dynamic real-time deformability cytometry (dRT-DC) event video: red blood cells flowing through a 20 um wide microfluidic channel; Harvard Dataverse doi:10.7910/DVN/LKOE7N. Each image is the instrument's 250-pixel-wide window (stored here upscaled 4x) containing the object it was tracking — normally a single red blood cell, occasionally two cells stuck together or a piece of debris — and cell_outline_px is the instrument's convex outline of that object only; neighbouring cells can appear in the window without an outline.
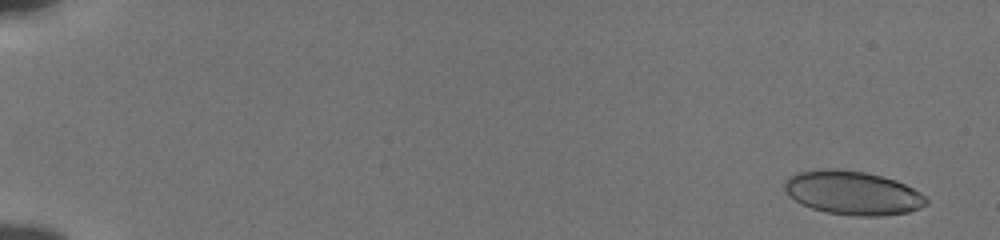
{"species": "human", "species_latin": "Homo sapiens", "temperature_condition": "cold", "stored_images_in_passage": 55, "camera_frame_rate_fps": 3000, "um_per_image_px": 0.085, "donor": {"sex": "male"}, "frame": {"image": 1, "passage_image": 3, "time_ms": 0.667, "image_size_px": [1000, 240], "cell_outline_px": [[928, 204], [920, 208], [908, 212], [880, 216], [852, 216], [824, 212], [812, 208], [788, 196], [784, 188], [784, 180], [788, 176], [800, 172], [824, 168], [836, 168], [864, 172], [896, 180], [920, 192], [928, 200]], "centroid_in_image_um": [72.47, 16.4], "position_along_channel_um": 12.5, "area_um2": 36.24}}
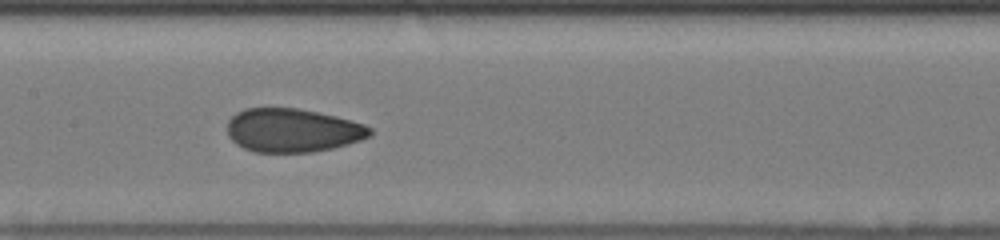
{"frame": {"image": 2, "passage_image": 30, "time_ms": 9.667, "image_size_px": [1000, 240], "cell_outline_px": [[372, 136], [348, 144], [332, 148], [312, 152], [256, 152], [244, 148], [236, 144], [228, 136], [228, 120], [236, 112], [244, 108], [300, 108], [336, 116], [364, 124], [372, 128]], "centroid_in_image_um": [24.87, 11.07], "position_along_channel_um": 182.5, "area_um2": 36.41}}
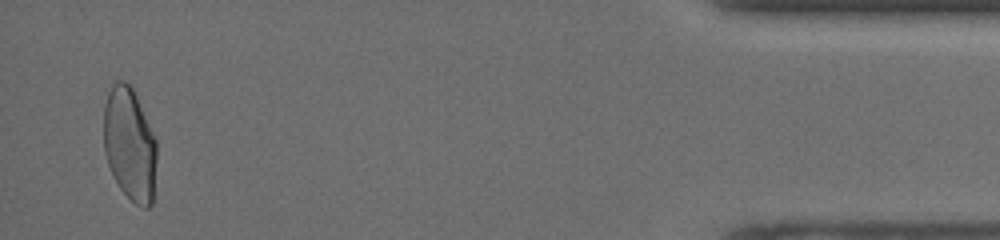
{"frame": {"image": 3, "passage_image": 54, "time_ms": 17.667, "image_size_px": [1000, 240], "cell_outline_px": [[156, 160], [152, 204], [148, 208], [144, 208], [136, 204], [120, 188], [108, 164], [104, 152], [104, 104], [108, 92], [112, 84], [116, 80], [124, 80], [132, 88], [136, 96], [156, 140]], "centroid_in_image_um": [11.01, 12.25], "position_along_channel_um": 424.2, "area_um2": 34.68}, "authors_computed_cell_mechanics": {"area_um2": 36.2406, "velocity_mm_per_s": 3.8463, "shape_relaxation_time_tau1_ms": null, "shape_relaxation_time_tau2_ms": 0.8464, "deformation_change_tau1": null, "deformation_change_tau2": 0.048}}